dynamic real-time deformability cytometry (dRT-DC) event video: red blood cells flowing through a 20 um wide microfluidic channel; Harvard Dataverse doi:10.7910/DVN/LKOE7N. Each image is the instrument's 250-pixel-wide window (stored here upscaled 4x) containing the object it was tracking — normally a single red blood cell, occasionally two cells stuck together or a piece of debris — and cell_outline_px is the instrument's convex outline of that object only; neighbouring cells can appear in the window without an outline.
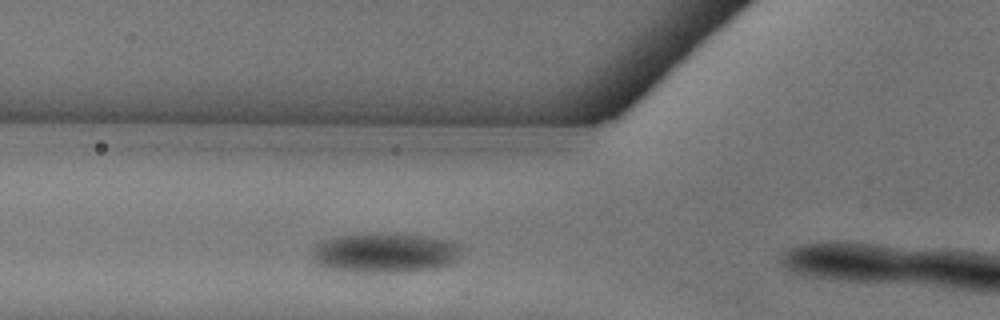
{"species": "common noctule bat (a hibernating species)", "species_latin": "Nyctalus noctula", "temperature_condition": "warm", "stored_images_in_passage": 11, "camera_frame_rate_fps": 3000, "um_per_image_px": 0.085, "animal": {"sex": "female"}, "frame": {"image": 1, "passage_image": 7, "time_ms": 2.0, "image_size_px": [1000, 320], "cell_outline_px": [[468, 248], [456, 260], [448, 264], [436, 268], [408, 272], [364, 272], [324, 268], [316, 264], [312, 260], [312, 252], [316, 244], [324, 240], [336, 236], [380, 232], [420, 236], [452, 240], [464, 244]], "centroid_in_image_um": [32.79, 21.48], "position_along_channel_um": 93.0, "area_um2": 35.37}}
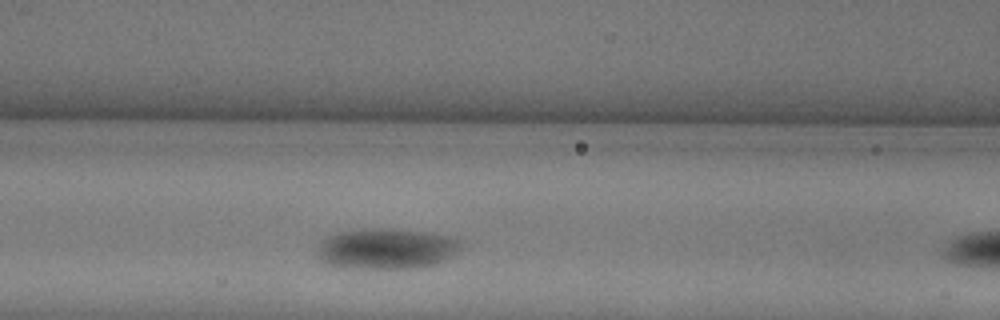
{"frame": {"image": 2, "passage_image": 10, "time_ms": 3.0, "image_size_px": [1000, 320], "cell_outline_px": [[460, 248], [444, 260], [436, 264], [424, 268], [348, 268], [328, 264], [320, 260], [316, 256], [316, 252], [320, 240], [336, 232], [364, 228], [392, 228], [424, 232], [452, 236], [460, 240]], "centroid_in_image_um": [32.79, 21.13], "position_along_channel_um": 133.8, "area_um2": 34.45}}